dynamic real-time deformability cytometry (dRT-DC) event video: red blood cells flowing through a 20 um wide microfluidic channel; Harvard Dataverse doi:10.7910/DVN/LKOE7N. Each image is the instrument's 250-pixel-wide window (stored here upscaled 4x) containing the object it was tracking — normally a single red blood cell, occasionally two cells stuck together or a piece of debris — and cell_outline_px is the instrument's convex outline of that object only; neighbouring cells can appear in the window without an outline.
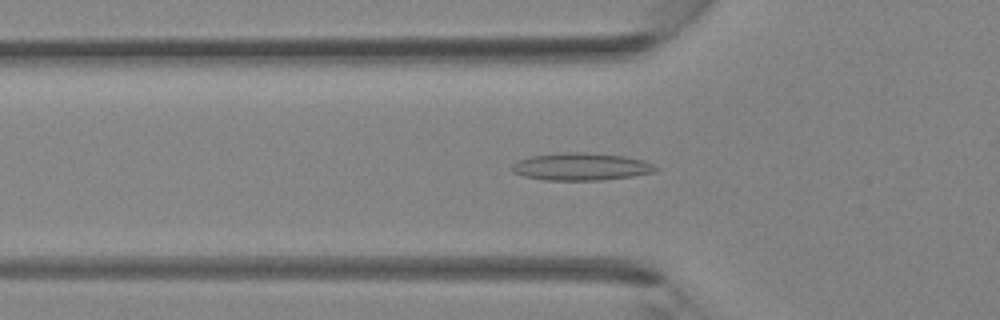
{"species": "Egyptian fruit bat (a non-hibernating species)", "species_latin": "Rousettus aegyptiacus", "temperature_condition": "room temperature", "stored_images_in_passage": 37, "camera_frame_rate_fps": 3000, "um_per_image_px": 0.085, "animal": {"sex": "female"}, "frame": {"image": 1, "passage_image": 12, "time_ms": 3.667, "image_size_px": [1000, 320], "cell_outline_px": [[660, 168], [656, 172], [632, 176], [600, 180], [544, 180], [524, 176], [512, 172], [512, 164], [516, 160], [532, 156], [568, 152], [584, 152], [624, 156], [644, 160]], "centroid_in_image_um": [49.4, 14.17], "position_along_channel_um": 76.4, "area_um2": 23.0}}
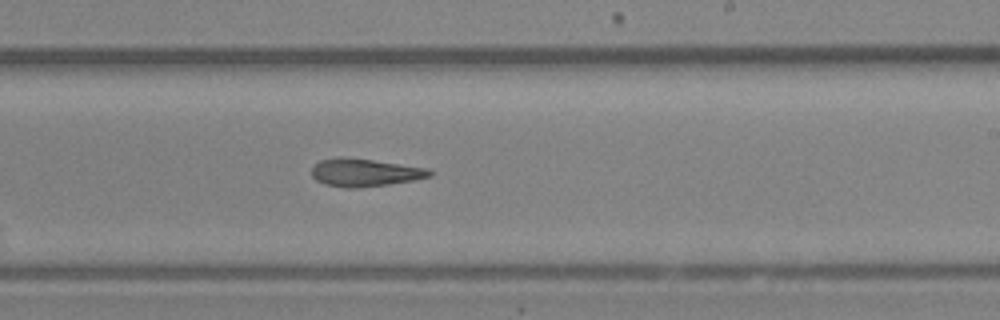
{"frame": {"image": 2, "passage_image": 22, "time_ms": 7.0, "image_size_px": [1000, 320], "cell_outline_px": [[436, 172], [432, 176], [412, 180], [388, 184], [356, 188], [348, 188], [324, 184], [316, 180], [312, 176], [312, 164], [320, 160], [340, 156], [372, 160], [428, 168]], "centroid_in_image_um": [30.99, 14.66], "position_along_channel_um": 258.0, "area_um2": 19.19}}
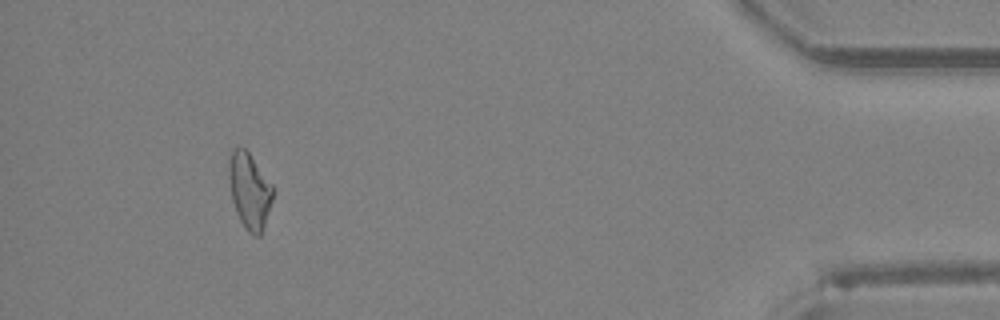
{"frame": {"image": 3, "passage_image": 34, "time_ms": 11.0, "image_size_px": [1000, 320], "cell_outline_px": [[272, 200], [260, 236], [256, 236], [248, 232], [240, 220], [236, 212], [232, 200], [228, 176], [228, 164], [232, 148], [240, 144], [248, 152], [272, 184]], "centroid_in_image_um": [21.17, 16.17], "position_along_channel_um": 414.0, "area_um2": 19.31}}